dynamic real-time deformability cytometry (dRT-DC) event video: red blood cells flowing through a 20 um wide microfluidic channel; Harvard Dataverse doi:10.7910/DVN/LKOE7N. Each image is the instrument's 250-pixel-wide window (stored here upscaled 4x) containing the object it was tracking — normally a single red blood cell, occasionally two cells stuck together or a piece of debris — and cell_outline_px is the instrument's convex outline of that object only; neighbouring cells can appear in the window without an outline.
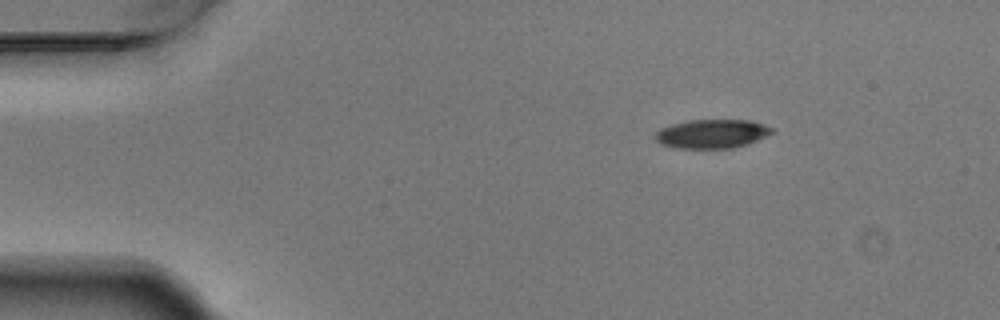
{"species": "Egyptian fruit bat (a non-hibernating species)", "species_latin": "Rousettus aegyptiacus", "temperature_condition": "warm", "stored_images_in_passage": 4, "camera_frame_rate_fps": 3000, "um_per_image_px": 0.085, "animal": {"sex": "male"}, "frame": {"image": 1, "passage_image": 2, "time_ms": 0.333, "image_size_px": [1000, 320], "cell_outline_px": [[776, 132], [748, 144], [732, 148], [680, 148], [660, 144], [656, 140], [656, 132], [660, 128], [672, 124], [688, 120], [752, 120], [772, 128]], "centroid_in_image_um": [60.54, 11.37], "position_along_channel_um": 24.5, "area_um2": 19.65}}